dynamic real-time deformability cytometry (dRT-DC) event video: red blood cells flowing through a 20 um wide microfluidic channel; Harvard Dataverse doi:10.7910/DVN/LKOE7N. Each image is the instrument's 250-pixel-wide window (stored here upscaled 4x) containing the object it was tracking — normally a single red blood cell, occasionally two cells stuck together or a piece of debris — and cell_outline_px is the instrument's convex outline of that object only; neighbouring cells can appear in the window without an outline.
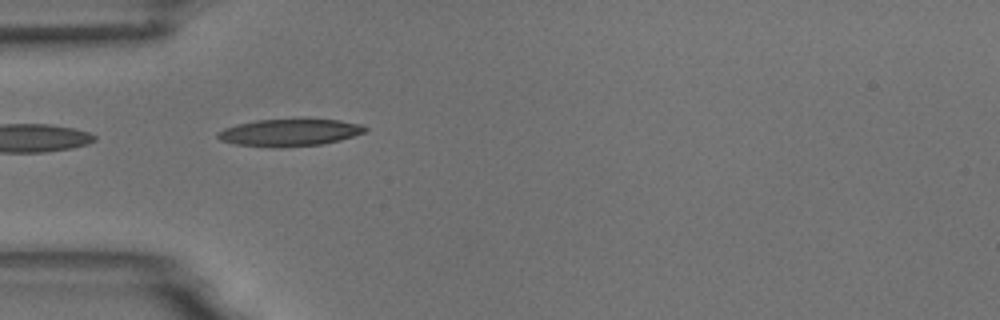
{"species": "common noctule bat (a hibernating species)", "species_latin": "Nyctalus noctula", "temperature_condition": "room temperature", "stored_images_in_passage": 15, "camera_frame_rate_fps": 3000, "um_per_image_px": 0.085, "animal": {"sex": "male", "body_mass_g": 18.8}, "frame": {"image": 1, "passage_image": 1, "time_ms": 0.0, "image_size_px": [1000, 320], "cell_outline_px": [[368, 128], [364, 132], [340, 140], [320, 144], [280, 148], [272, 148], [236, 144], [220, 140], [216, 136], [216, 132], [224, 128], [236, 124], [256, 120], [340, 120], [360, 124]], "centroid_in_image_um": [24.55, 11.28], "position_along_channel_um": 60.4, "area_um2": 23.18}}